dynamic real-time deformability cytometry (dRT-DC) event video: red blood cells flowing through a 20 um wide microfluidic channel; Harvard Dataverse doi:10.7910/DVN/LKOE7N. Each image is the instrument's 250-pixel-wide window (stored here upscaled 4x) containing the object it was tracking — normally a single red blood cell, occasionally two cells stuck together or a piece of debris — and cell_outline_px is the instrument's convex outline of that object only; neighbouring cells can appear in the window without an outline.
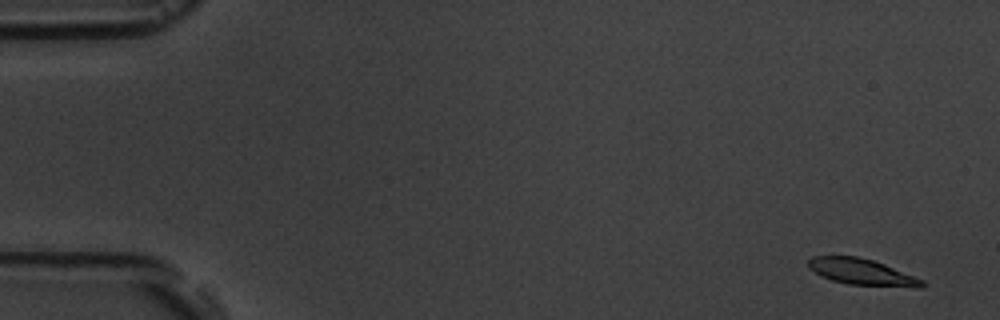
{"species": "common noctule bat (a hibernating species)", "species_latin": "Nyctalus noctula", "temperature_condition": "room temperature", "stored_images_in_passage": 5, "camera_frame_rate_fps": 3000, "um_per_image_px": 0.085, "animal": {"sex": "male", "body_mass_g": 19.5, "forearm_length_mm": 54.6}, "frame": {"image": 1, "passage_image": 1, "time_ms": 0.0, "image_size_px": [1000, 320], "cell_outline_px": [[924, 284], [920, 288], [916, 288], [848, 284], [832, 280], [820, 276], [808, 268], [808, 260], [812, 256], [856, 256], [872, 260], [884, 264], [924, 280]], "centroid_in_image_um": [73.24, 23.12], "position_along_channel_um": 11.8, "area_um2": 17.4}}
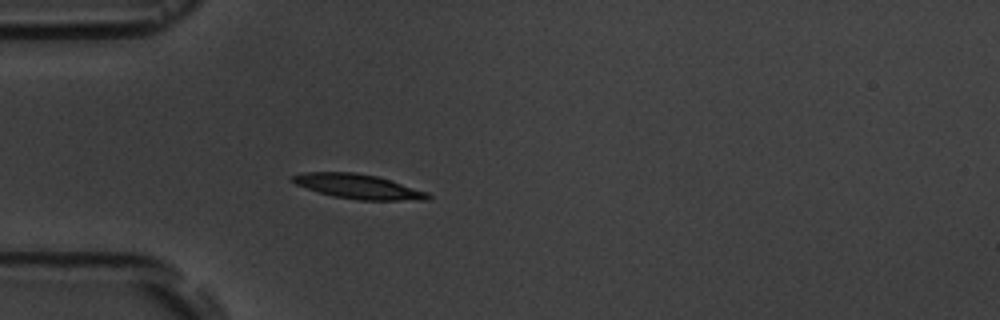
{"frame": {"image": 2, "passage_image": 5, "time_ms": 4.667, "image_size_px": [1000, 320], "cell_outline_px": [[432, 196], [428, 200], [360, 200], [332, 196], [296, 184], [288, 176], [304, 172], [356, 172], [376, 176], [428, 192]], "centroid_in_image_um": [30.44, 15.85], "position_along_channel_um": 54.6, "area_um2": 19.25}}